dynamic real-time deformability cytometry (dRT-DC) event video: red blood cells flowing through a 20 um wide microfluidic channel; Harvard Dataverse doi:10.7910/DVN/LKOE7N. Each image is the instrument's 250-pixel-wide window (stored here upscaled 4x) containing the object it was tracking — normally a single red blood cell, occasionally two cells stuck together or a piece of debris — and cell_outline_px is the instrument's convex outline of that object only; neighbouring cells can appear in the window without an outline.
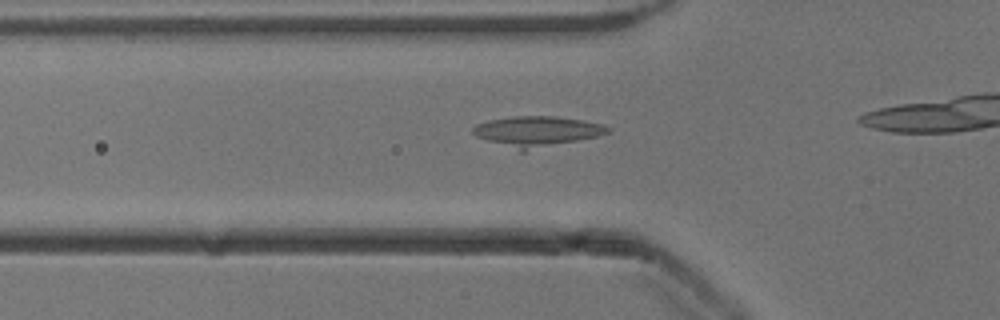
{"species": "common noctule bat (a hibernating species)", "species_latin": "Nyctalus noctula", "temperature_condition": "cold", "stored_images_in_passage": 32, "camera_frame_rate_fps": 3000, "um_per_image_px": 0.085, "animal": {"sex": "male", "body_mass_g": 13.3}, "frame": {"image": 1, "passage_image": 8, "time_ms": 2.333, "image_size_px": [1000, 320], "cell_outline_px": [[612, 128], [608, 132], [596, 136], [524, 152], [520, 152], [476, 136], [472, 132], [472, 128], [476, 124], [488, 120], [512, 116], [556, 116], [604, 124]], "centroid_in_image_um": [45.6, 11.17], "position_along_channel_um": 80.2, "area_um2": 23.87}}
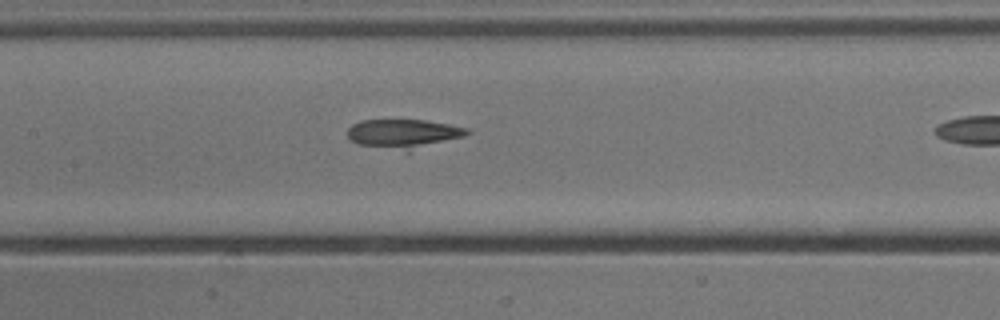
{"frame": {"image": 2, "passage_image": 15, "time_ms": 4.667, "image_size_px": [1000, 320], "cell_outline_px": [[472, 132], [464, 136], [408, 152], [356, 144], [348, 140], [348, 128], [352, 124], [360, 120], [424, 120], [448, 124], [468, 128]], "centroid_in_image_um": [34.27, 11.37], "position_along_channel_um": 173.1, "area_um2": 20.52}}
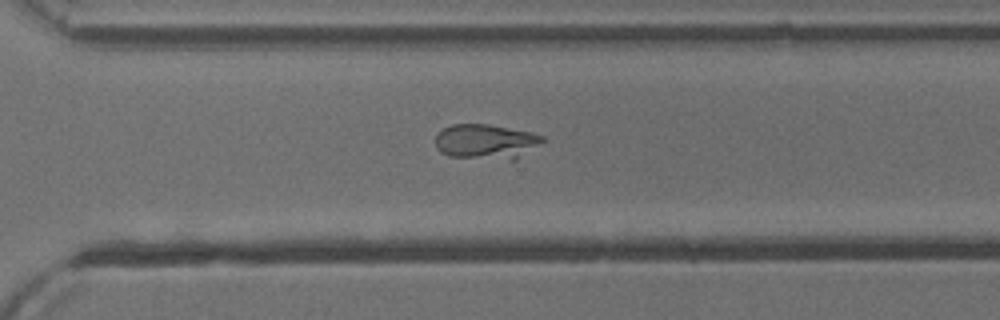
{"frame": {"image": 3, "passage_image": 27, "time_ms": 8.667, "image_size_px": [1000, 320], "cell_outline_px": [[544, 140], [516, 160], [512, 160], [448, 156], [440, 152], [436, 148], [436, 132], [452, 124], [488, 124], [532, 132], [544, 136]], "centroid_in_image_um": [41.28, 12.03], "position_along_channel_um": 329.3, "area_um2": 21.91}}